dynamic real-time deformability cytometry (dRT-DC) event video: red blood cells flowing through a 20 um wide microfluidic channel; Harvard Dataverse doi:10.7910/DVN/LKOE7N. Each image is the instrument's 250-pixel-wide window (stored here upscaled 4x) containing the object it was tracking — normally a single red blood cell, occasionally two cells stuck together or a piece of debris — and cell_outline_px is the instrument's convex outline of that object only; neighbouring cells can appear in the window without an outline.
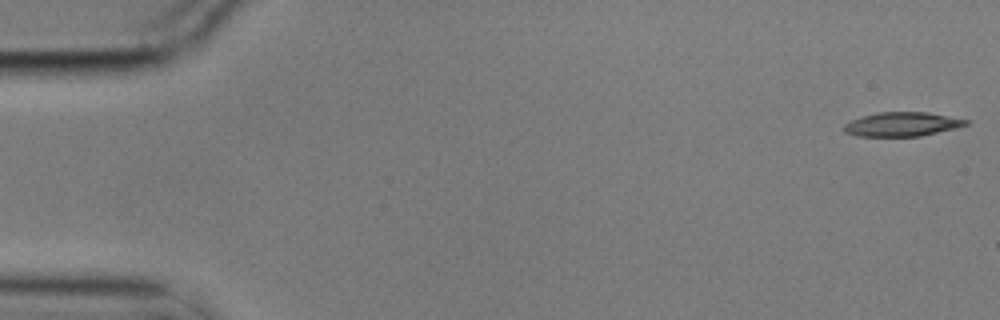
{"species": "common noctule bat (a hibernating species)", "species_latin": "Nyctalus noctula", "temperature_condition": "cold", "stored_images_in_passage": 3, "camera_frame_rate_fps": 3000, "um_per_image_px": 0.085, "animal": {"sex": "male", "body_mass_g": 17.9}, "frame": {"image": 1, "passage_image": 1, "time_ms": 0.0, "image_size_px": [1000, 320], "cell_outline_px": [[968, 124], [956, 128], [920, 136], [856, 136], [844, 132], [844, 124], [860, 116], [880, 112], [928, 112], [968, 120]], "centroid_in_image_um": [76.65, 10.56], "position_along_channel_um": 8.3, "area_um2": 17.05}}